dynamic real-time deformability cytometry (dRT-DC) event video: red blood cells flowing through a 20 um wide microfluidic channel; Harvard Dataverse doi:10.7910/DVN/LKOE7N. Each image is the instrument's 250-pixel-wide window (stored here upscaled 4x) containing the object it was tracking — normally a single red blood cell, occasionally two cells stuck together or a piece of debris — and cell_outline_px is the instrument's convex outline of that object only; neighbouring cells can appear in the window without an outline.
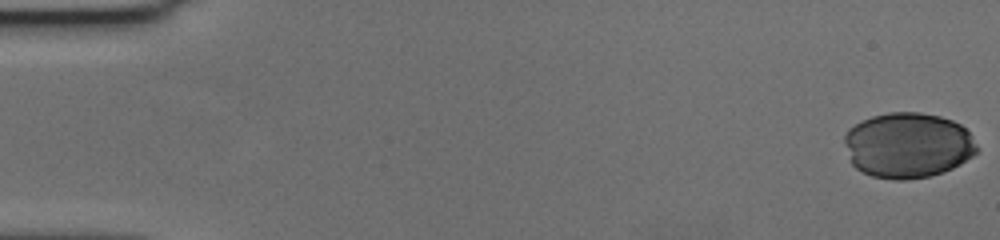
{"species": "human", "species_latin": "Homo sapiens", "temperature_condition": "cold", "stored_images_in_passage": 48, "camera_frame_rate_fps": 3000, "um_per_image_px": 0.085, "donor": {"sex": "female"}, "frame": {"image": 1, "passage_image": 1, "time_ms": 0.0, "image_size_px": [1000, 240], "cell_outline_px": [[980, 148], [972, 156], [960, 164], [944, 172], [928, 176], [908, 180], [892, 180], [872, 176], [856, 168], [852, 164], [844, 144], [844, 136], [848, 128], [872, 116], [888, 112], [920, 112], [940, 116], [952, 120], [960, 124], [972, 136]], "centroid_in_image_um": [77.18, 12.35], "position_along_channel_um": 7.8, "area_um2": 50.75}}
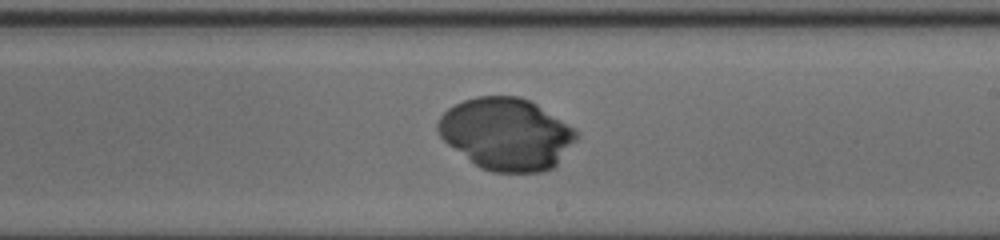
{"frame": {"image": 2, "passage_image": 35, "time_ms": 11.333, "image_size_px": [1000, 240], "cell_outline_px": [[580, 136], [556, 164], [552, 168], [540, 172], [492, 172], [480, 168], [448, 144], [440, 136], [436, 128], [436, 124], [440, 116], [448, 108], [464, 100], [476, 96], [520, 96], [536, 104], [576, 128], [580, 132]], "centroid_in_image_um": [43.05, 11.38], "position_along_channel_um": 245.9, "area_um2": 58.09}}
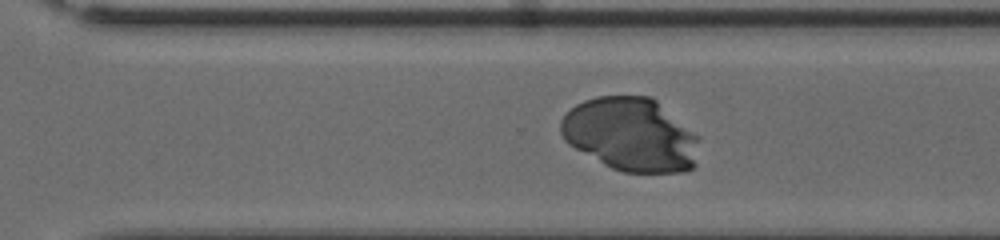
{"frame": {"image": 3, "passage_image": 41, "time_ms": 13.333, "image_size_px": [1000, 240], "cell_outline_px": [[700, 136], [696, 164], [692, 168], [684, 172], [624, 172], [612, 168], [604, 164], [568, 144], [564, 140], [560, 132], [560, 120], [576, 104], [584, 100], [596, 96], [652, 96]], "centroid_in_image_um": [53.64, 11.43], "position_along_channel_um": 317.0, "area_um2": 59.53}}